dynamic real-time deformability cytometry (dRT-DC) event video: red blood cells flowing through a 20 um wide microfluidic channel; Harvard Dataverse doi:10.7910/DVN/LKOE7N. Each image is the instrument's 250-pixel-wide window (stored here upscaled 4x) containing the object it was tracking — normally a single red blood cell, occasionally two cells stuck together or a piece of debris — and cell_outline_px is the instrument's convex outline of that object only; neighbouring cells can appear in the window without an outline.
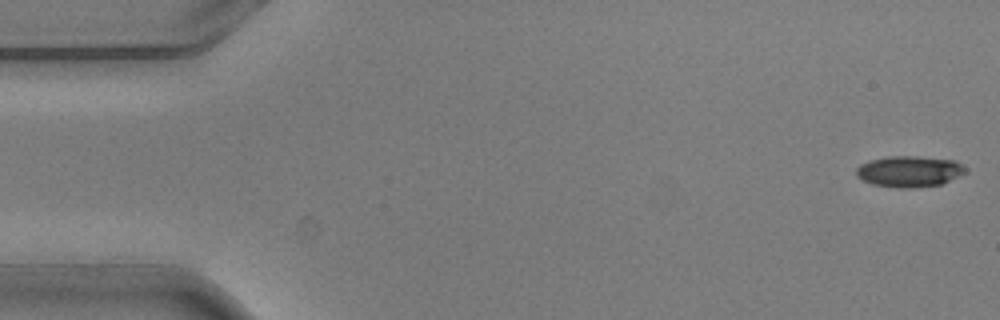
{"species": "common noctule bat (a hibernating species)", "species_latin": "Nyctalus noctula", "temperature_condition": "warm", "stored_images_in_passage": 4, "segment_of_instrument_passage": [2, 2], "camera_frame_rate_fps": 3000, "um_per_image_px": 0.085, "animal": {"sex": "male", "body_mass_g": 20.5, "forearm_length_mm": 52.5}, "frame": {"image": 1, "passage_image": 4, "time_ms": 1.0, "image_size_px": [1000, 320], "cell_outline_px": [[968, 172], [940, 184], [912, 188], [896, 188], [872, 184], [860, 180], [856, 176], [856, 168], [860, 164], [868, 160], [888, 156], [920, 156], [956, 160], [968, 168]], "centroid_in_image_um": [77.28, 14.56], "position_along_channel_um": 7.7, "area_um2": 20.17}}